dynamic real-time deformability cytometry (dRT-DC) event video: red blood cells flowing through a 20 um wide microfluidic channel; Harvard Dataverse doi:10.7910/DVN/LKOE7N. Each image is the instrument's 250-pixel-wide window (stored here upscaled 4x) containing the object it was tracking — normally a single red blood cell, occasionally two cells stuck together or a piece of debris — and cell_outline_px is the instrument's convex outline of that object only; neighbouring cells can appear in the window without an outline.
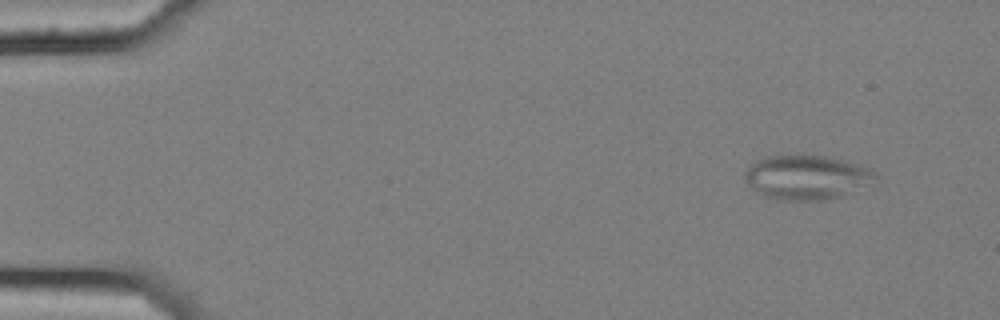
{"species": "common noctule bat (a hibernating species)", "species_latin": "Nyctalus noctula", "temperature_condition": "cold", "stored_images_in_passage": 10, "camera_frame_rate_fps": 3000, "um_per_image_px": 0.085, "animal": {"sex": "female", "body_mass_g": 25.1}, "frame": {"image": 1, "passage_image": 1, "time_ms": 0.0, "image_size_px": [1000, 320], "cell_outline_px": [[876, 176], [848, 192], [840, 196], [824, 200], [780, 200], [764, 196], [752, 188], [744, 176], [744, 172], [756, 160], [768, 156], [796, 152], [804, 152], [844, 160], [868, 168]], "centroid_in_image_um": [68.43, 15.01], "position_along_channel_um": 16.6, "area_um2": 33.47}}
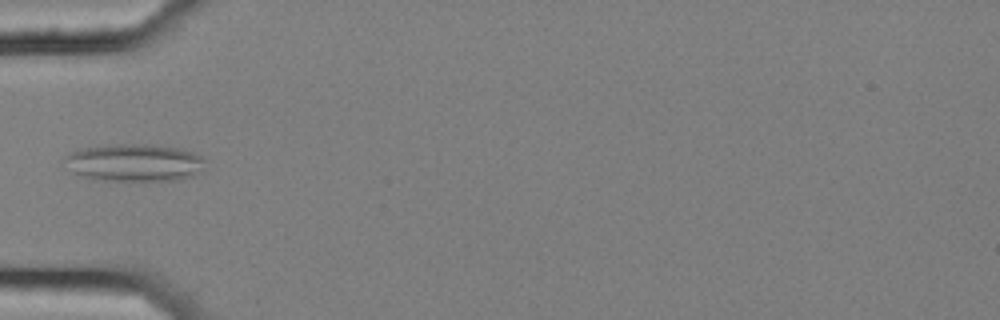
{"frame": {"image": 2, "passage_image": 5, "time_ms": 1.333, "image_size_px": [1000, 320], "cell_outline_px": [[204, 160], [192, 176], [176, 180], [92, 180], [72, 172], [60, 160], [68, 152], [80, 148], [108, 144], [148, 144], [180, 148], [192, 152], [200, 156]], "centroid_in_image_um": [11.26, 13.81], "position_along_channel_um": 73.7, "area_um2": 30.81}}
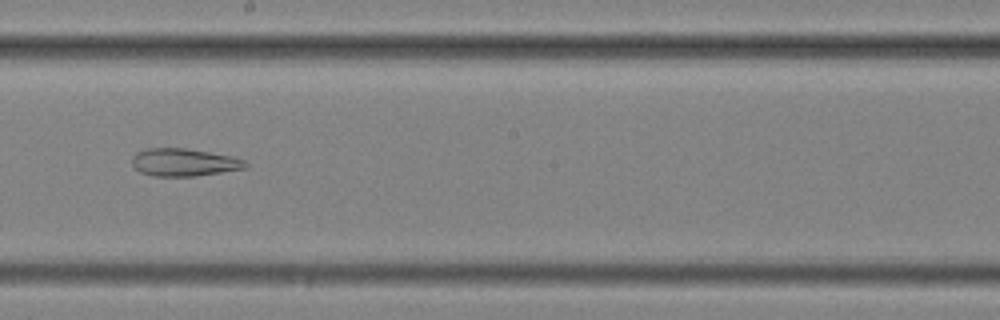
{"frame": {"image": 3, "passage_image": 9, "time_ms": 2.667, "image_size_px": [1000, 320], "cell_outline_px": [[248, 164], [244, 168], [196, 176], [152, 176], [140, 172], [132, 164], [132, 156], [136, 152], [148, 148], [184, 148], [232, 156], [244, 160]], "centroid_in_image_um": [15.6, 13.8], "position_along_channel_um": 232.6, "area_um2": 18.15}}